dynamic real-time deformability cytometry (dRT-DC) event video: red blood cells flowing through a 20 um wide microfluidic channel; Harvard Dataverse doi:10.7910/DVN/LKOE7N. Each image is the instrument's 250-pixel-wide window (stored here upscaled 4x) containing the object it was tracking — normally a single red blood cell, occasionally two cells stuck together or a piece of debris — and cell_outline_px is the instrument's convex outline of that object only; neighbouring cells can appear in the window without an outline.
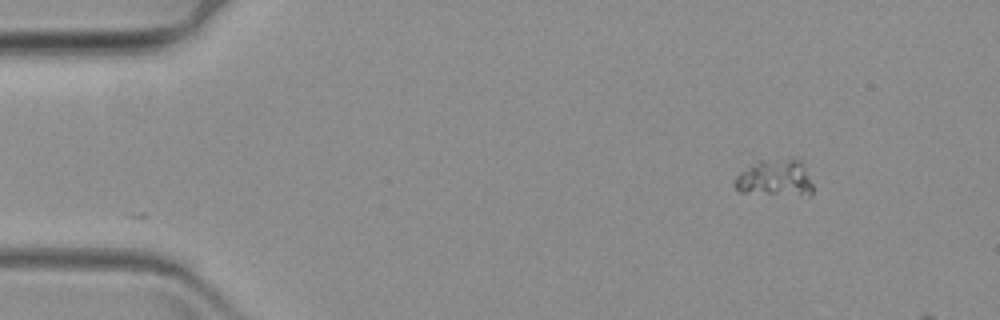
{"species": "common noctule bat (a hibernating species)", "species_latin": "Nyctalus noctula", "temperature_condition": "warm", "stored_images_in_passage": 5, "camera_frame_rate_fps": 3000, "um_per_image_px": 0.085, "animal": {"sex": "female", "body_mass_g": 19.3, "forearm_length_mm": 54.1}, "frame": {"image": 1, "passage_image": 1, "time_ms": 0.0, "image_size_px": [1000, 320], "cell_outline_px": [[812, 196], [808, 196], [740, 192], [732, 184], [732, 180], [740, 172], [756, 160], [800, 160], [804, 164], [812, 184]], "centroid_in_image_um": [65.85, 15.16], "position_along_channel_um": 19.1, "area_um2": 16.88}}